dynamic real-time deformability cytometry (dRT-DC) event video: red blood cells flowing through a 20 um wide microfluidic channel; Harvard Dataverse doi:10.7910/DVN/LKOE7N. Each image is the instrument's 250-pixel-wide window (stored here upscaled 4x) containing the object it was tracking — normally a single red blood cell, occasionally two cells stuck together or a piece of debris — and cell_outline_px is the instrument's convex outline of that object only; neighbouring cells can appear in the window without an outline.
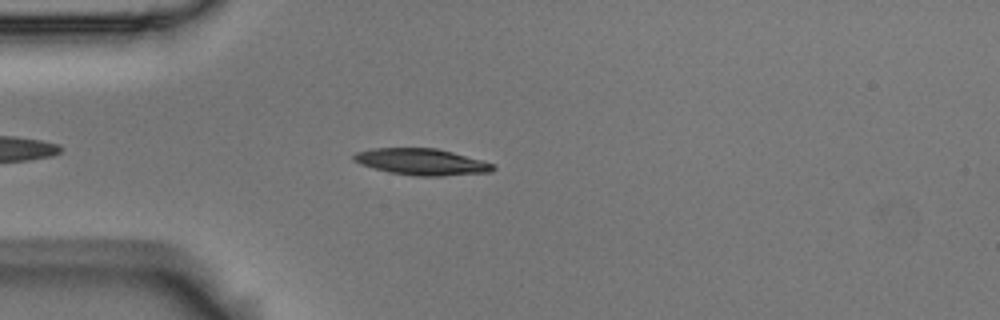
{"species": "Egyptian fruit bat (a non-hibernating species)", "species_latin": "Rousettus aegyptiacus", "temperature_condition": "room temperature", "stored_images_in_passage": 3, "camera_frame_rate_fps": 3000, "um_per_image_px": 0.085, "animal": {"sex": "male"}, "frame": {"image": 1, "passage_image": 2, "time_ms": 0.333, "image_size_px": [1000, 320], "cell_outline_px": [[496, 168], [492, 172], [440, 176], [412, 176], [388, 172], [360, 164], [352, 160], [352, 156], [356, 152], [372, 148], [436, 148], [484, 160], [496, 164]], "centroid_in_image_um": [35.86, 13.76], "position_along_channel_um": 49.1, "area_um2": 21.73}}